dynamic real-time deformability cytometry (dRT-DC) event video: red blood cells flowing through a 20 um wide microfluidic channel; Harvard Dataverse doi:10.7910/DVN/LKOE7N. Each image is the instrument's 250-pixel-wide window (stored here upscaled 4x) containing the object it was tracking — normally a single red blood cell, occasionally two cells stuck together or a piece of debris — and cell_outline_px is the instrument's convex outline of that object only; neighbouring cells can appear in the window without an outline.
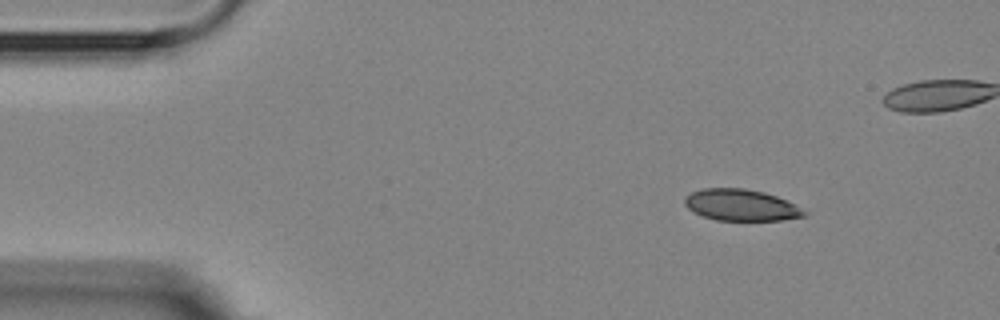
{"species": "Egyptian fruit bat (a non-hibernating species)", "species_latin": "Rousettus aegyptiacus", "temperature_condition": "room temperature", "stored_images_in_passage": 7, "camera_frame_rate_fps": 3000, "um_per_image_px": 0.085, "animal": {"sex": "female"}, "frame": {"image": 1, "passage_image": 1, "time_ms": 0.0, "image_size_px": [1000, 320], "cell_outline_px": [[808, 216], [780, 220], [716, 220], [692, 212], [684, 204], [684, 196], [692, 192], [704, 188], [744, 188], [764, 192], [776, 196], [808, 212]], "centroid_in_image_um": [62.96, 17.43], "position_along_channel_um": 22.0, "area_um2": 21.85}}
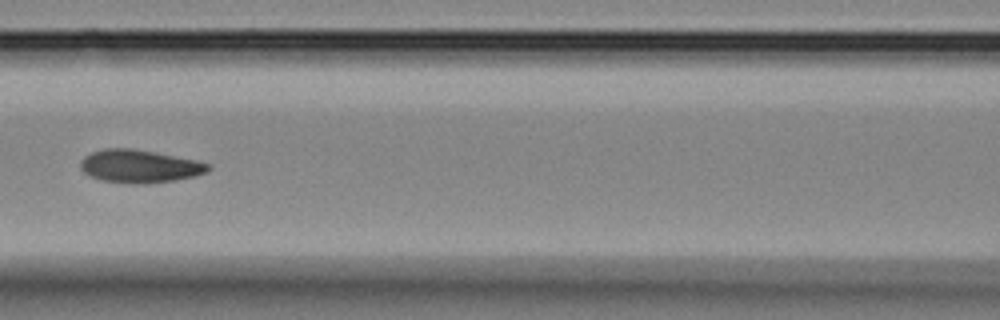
{"frame": {"image": 2, "passage_image": 5, "time_ms": 5.667, "image_size_px": [1000, 320], "cell_outline_px": [[212, 168], [208, 172], [196, 176], [172, 180], [144, 184], [140, 184], [100, 180], [88, 176], [80, 168], [80, 160], [84, 156], [92, 152], [104, 148], [132, 148], [196, 160], [212, 164]], "centroid_in_image_um": [11.86, 14.13], "position_along_channel_um": 154.7, "area_um2": 24.62}}
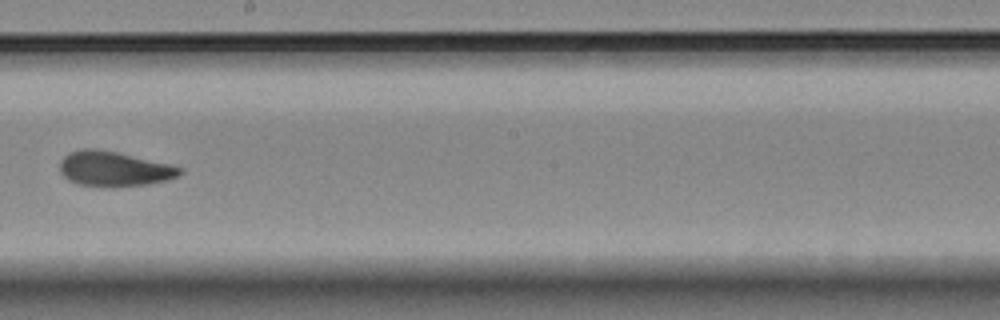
{"frame": {"image": 3, "passage_image": 7, "time_ms": 8.0, "image_size_px": [1000, 320], "cell_outline_px": [[184, 172], [168, 180], [148, 184], [112, 188], [104, 188], [76, 184], [68, 180], [60, 172], [60, 160], [64, 156], [80, 148], [92, 148], [116, 152], [168, 164], [180, 168]], "centroid_in_image_um": [9.64, 14.38], "position_along_channel_um": 238.6, "area_um2": 24.57}}